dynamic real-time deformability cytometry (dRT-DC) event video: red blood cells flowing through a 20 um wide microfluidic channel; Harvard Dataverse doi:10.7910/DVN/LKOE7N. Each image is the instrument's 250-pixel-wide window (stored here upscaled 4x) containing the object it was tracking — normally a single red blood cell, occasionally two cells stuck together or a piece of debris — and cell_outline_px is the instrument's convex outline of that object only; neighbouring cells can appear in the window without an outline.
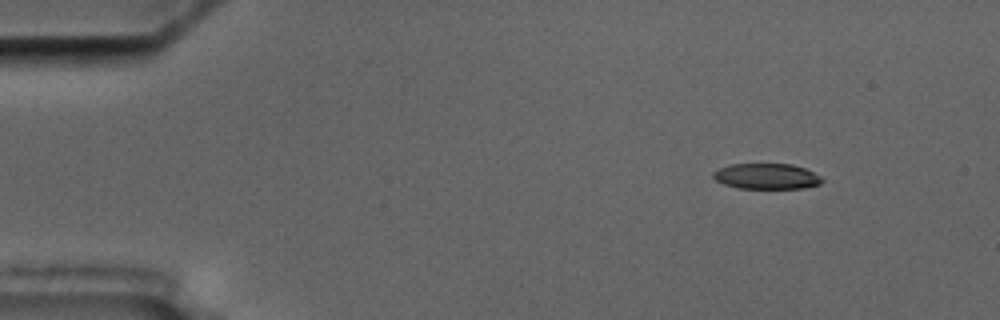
{"species": "common noctule bat (a hibernating species)", "species_latin": "Nyctalus noctula", "temperature_condition": "cold", "stored_images_in_passage": 4, "camera_frame_rate_fps": 3000, "um_per_image_px": 0.085, "animal": {"sex": "male", "body_mass_g": 17.5, "forearm_length_mm": 52.3}, "frame": {"image": 1, "passage_image": 1, "time_ms": 0.0, "image_size_px": [1000, 320], "cell_outline_px": [[824, 180], [820, 184], [804, 188], [736, 188], [724, 184], [716, 180], [712, 176], [712, 172], [720, 168], [732, 164], [792, 164], [804, 168], [820, 176]], "centroid_in_image_um": [65.15, 14.99], "position_along_channel_um": 19.8, "area_um2": 16.18}}
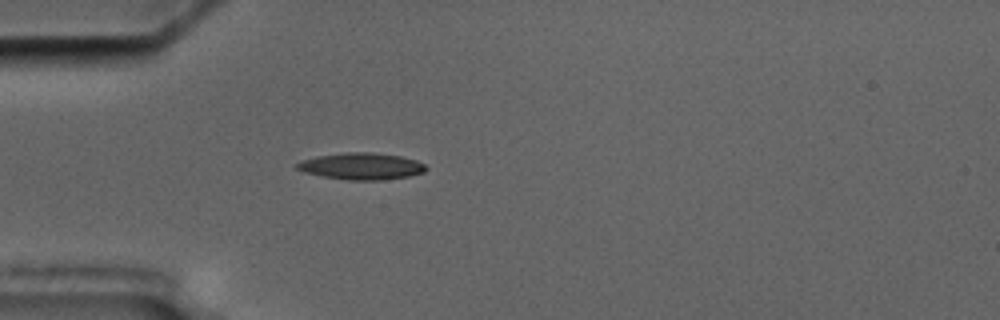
{"frame": {"image": 2, "passage_image": 4, "time_ms": 3.333, "image_size_px": [1000, 320], "cell_outline_px": [[428, 168], [424, 172], [408, 176], [384, 180], [348, 180], [320, 176], [304, 172], [296, 168], [292, 164], [316, 156], [348, 152], [372, 152], [400, 156], [416, 160], [424, 164]], "centroid_in_image_um": [30.7, 14.13], "position_along_channel_um": 54.3, "area_um2": 20.17}}